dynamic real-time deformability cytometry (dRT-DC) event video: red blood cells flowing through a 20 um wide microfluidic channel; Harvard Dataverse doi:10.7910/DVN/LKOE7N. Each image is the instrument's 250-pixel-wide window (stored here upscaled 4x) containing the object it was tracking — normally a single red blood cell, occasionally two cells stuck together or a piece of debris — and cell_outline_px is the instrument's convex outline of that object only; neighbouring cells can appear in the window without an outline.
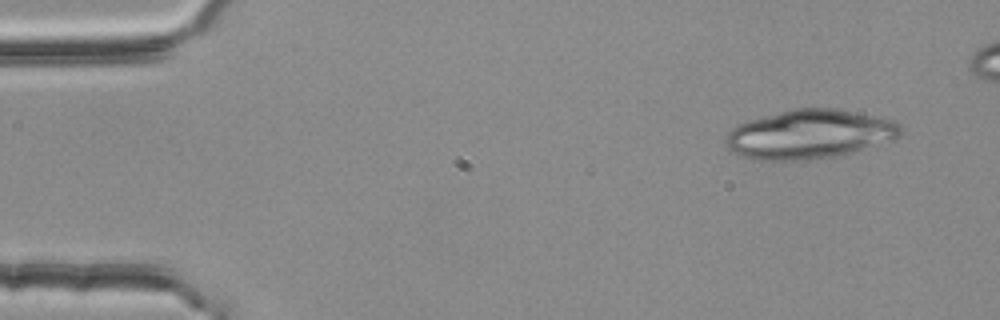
{"species": "common noctule bat (a hibernating species)", "species_latin": "Nyctalus noctula", "temperature_condition": "room temperature", "stored_images_in_passage": 3, "camera_frame_rate_fps": 3000, "um_per_image_px": 0.085, "animal": {"sex": "female", "body_mass_g": 25.1}, "frame": {"image": 1, "passage_image": 1, "time_ms": 0.0, "image_size_px": [1000, 320], "cell_outline_px": [[900, 132], [892, 140], [852, 152], [836, 156], [800, 160], [752, 160], [728, 148], [724, 144], [724, 136], [732, 128], [748, 120], [796, 108], [836, 108], [892, 120], [900, 124]], "centroid_in_image_um": [68.76, 11.41], "position_along_channel_um": 16.2, "area_um2": 49.48}}